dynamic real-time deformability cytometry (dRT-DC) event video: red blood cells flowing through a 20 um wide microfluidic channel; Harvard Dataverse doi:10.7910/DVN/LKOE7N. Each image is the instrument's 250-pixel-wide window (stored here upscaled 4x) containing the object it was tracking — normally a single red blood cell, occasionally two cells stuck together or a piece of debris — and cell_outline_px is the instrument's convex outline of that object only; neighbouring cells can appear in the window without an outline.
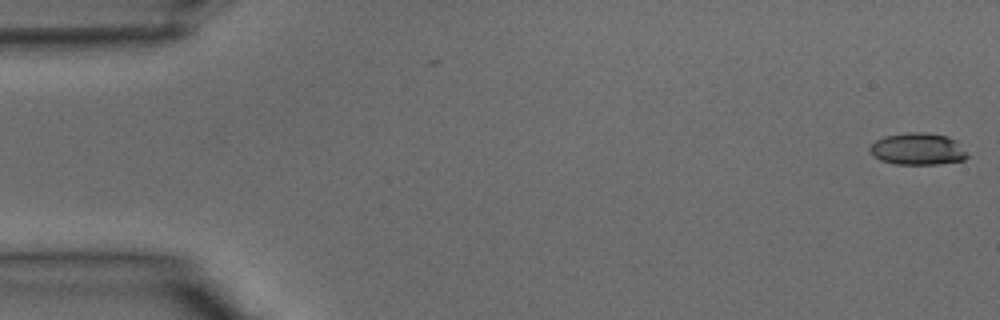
{"species": "common noctule bat (a hibernating species)", "species_latin": "Nyctalus noctula", "temperature_condition": "warm", "stored_images_in_passage": 39, "camera_frame_rate_fps": 3000, "um_per_image_px": 0.085, "animal": {"sex": "male", "body_mass_g": 15.6}, "frame": {"image": 1, "passage_image": 1, "time_ms": 0.0, "image_size_px": [1000, 320], "cell_outline_px": [[968, 156], [964, 160], [936, 164], [896, 164], [880, 160], [868, 148], [876, 140], [884, 136], [908, 132], [924, 132], [948, 136], [956, 140], [968, 152]], "centroid_in_image_um": [78.05, 12.65], "position_along_channel_um": 7.0, "area_um2": 18.15}}
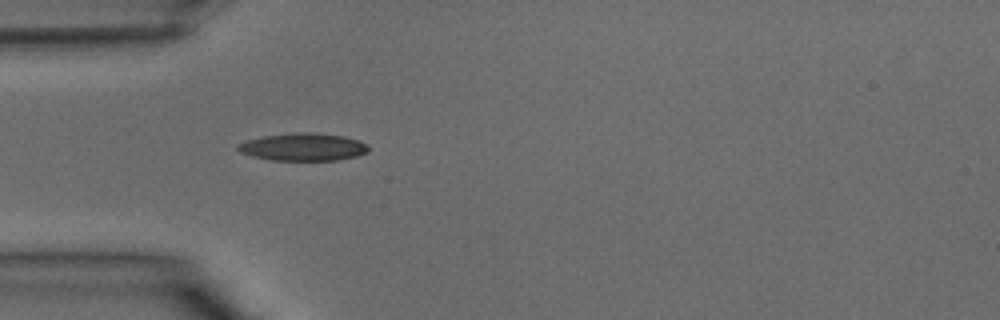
{"frame": {"image": 2, "passage_image": 12, "time_ms": 3.667, "image_size_px": [1000, 320], "cell_outline_px": [[368, 152], [356, 156], [336, 160], [272, 160], [252, 156], [240, 152], [236, 148], [236, 144], [248, 140], [264, 136], [296, 132], [316, 132], [344, 136], [360, 140], [368, 144]], "centroid_in_image_um": [25.78, 12.48], "position_along_channel_um": 59.2, "area_um2": 21.1}}
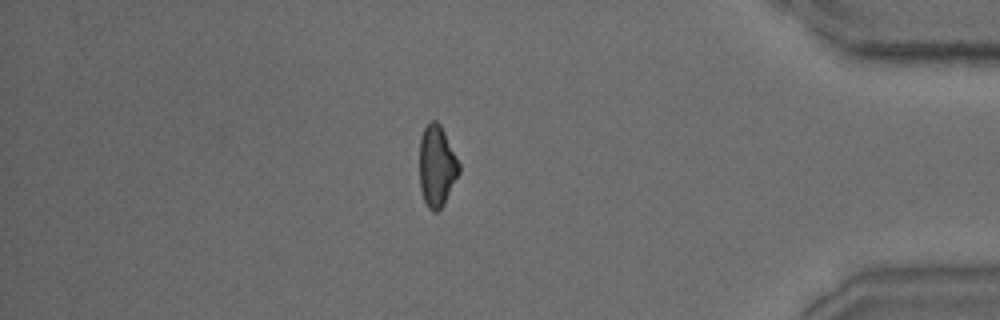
{"frame": {"image": 3, "passage_image": 34, "time_ms": 11.0, "image_size_px": [1000, 320], "cell_outline_px": [[460, 172], [444, 204], [436, 212], [432, 212], [428, 208], [424, 200], [420, 188], [420, 136], [428, 120], [436, 120], [440, 124], [460, 164]], "centroid_in_image_um": [37.12, 14.11], "position_along_channel_um": 398.1, "area_um2": 18.79}}